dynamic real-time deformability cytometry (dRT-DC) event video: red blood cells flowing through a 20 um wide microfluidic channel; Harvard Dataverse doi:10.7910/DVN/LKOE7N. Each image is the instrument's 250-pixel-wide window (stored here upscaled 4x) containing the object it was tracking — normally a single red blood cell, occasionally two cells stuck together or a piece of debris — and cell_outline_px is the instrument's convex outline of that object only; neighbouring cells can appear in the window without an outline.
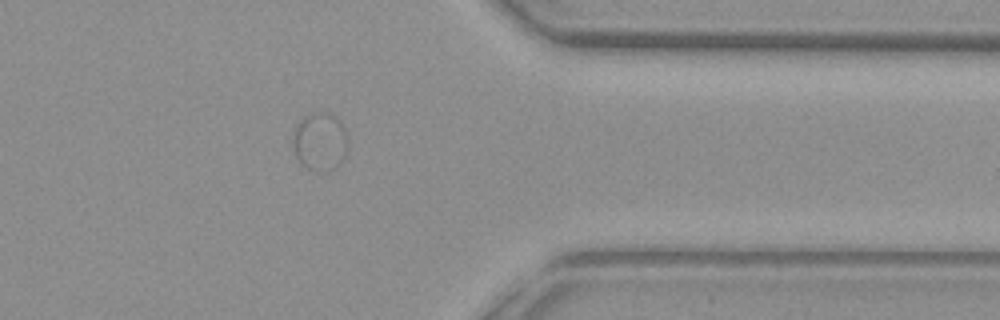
{"species": "common noctule bat (a hibernating species)", "species_latin": "Nyctalus noctula", "temperature_condition": "warm", "stored_images_in_passage": 45, "segment_of_instrument_passage": [2, 2], "camera_frame_rate_fps": 3000, "um_per_image_px": 0.085, "animal": {"sex": "female", "body_mass_g": 29.2, "forearm_length_mm": 56.3}, "frame": {"image": 1, "passage_image": 33, "time_ms": 10.667, "image_size_px": [1000, 320], "cell_outline_px": [[348, 140], [344, 156], [328, 172], [316, 172], [300, 164], [296, 156], [292, 144], [292, 128], [304, 116], [312, 112], [328, 112], [336, 116], [340, 120], [344, 128]], "centroid_in_image_um": [27.15, 12.0], "position_along_channel_um": 384.3, "area_um2": 18.96}}
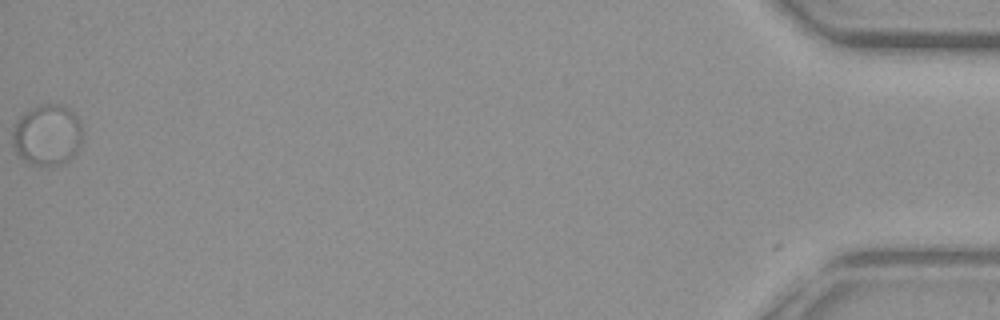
{"frame": {"image": 2, "passage_image": 44, "time_ms": 14.333, "image_size_px": [1000, 320], "cell_outline_px": [[80, 140], [76, 152], [64, 164], [28, 164], [16, 152], [12, 144], [12, 132], [16, 120], [28, 108], [40, 104], [64, 104], [80, 120]], "centroid_in_image_um": [3.97, 11.43], "position_along_channel_um": 431.2, "area_um2": 24.85}}